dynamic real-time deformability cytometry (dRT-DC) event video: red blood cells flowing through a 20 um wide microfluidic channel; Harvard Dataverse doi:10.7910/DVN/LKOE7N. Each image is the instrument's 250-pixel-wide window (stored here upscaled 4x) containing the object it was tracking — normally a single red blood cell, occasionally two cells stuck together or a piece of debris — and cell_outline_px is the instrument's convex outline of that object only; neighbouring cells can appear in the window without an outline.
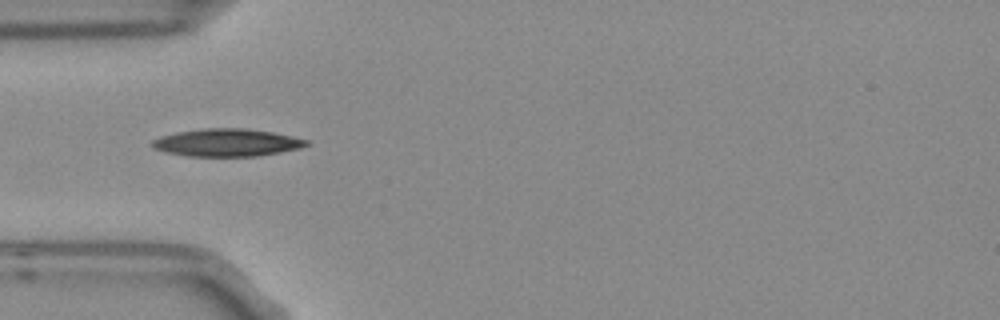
{"species": "Egyptian fruit bat (a non-hibernating species)", "species_latin": "Rousettus aegyptiacus", "temperature_condition": "room temperature", "stored_images_in_passage": 4, "camera_frame_rate_fps": 3000, "um_per_image_px": 0.085, "frame": {"image": 1, "passage_image": 2, "time_ms": 0.333, "image_size_px": [1000, 320], "cell_outline_px": [[312, 144], [300, 148], [280, 152], [256, 156], [188, 156], [164, 152], [156, 148], [152, 144], [152, 140], [160, 136], [176, 132], [204, 128], [248, 128], [272, 132], [292, 136], [308, 140]], "centroid_in_image_um": [19.31, 12.11], "position_along_channel_um": 65.7, "area_um2": 24.85}}
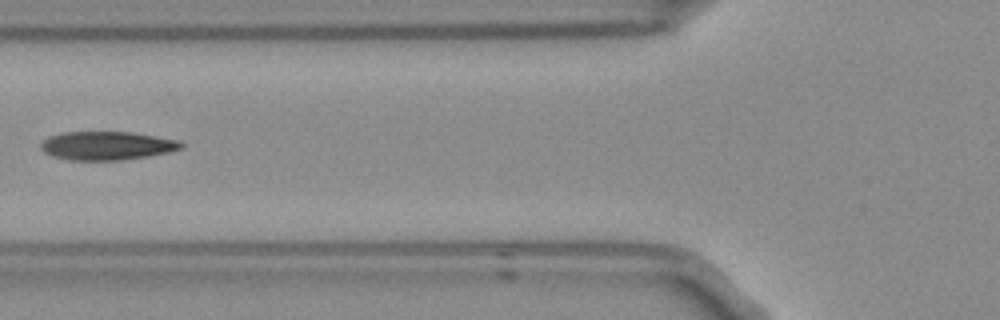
{"frame": {"image": 2, "passage_image": 3, "time_ms": 0.667, "image_size_px": [1000, 320], "cell_outline_px": [[184, 148], [168, 152], [148, 156], [120, 160], [68, 160], [52, 156], [44, 152], [40, 148], [40, 144], [48, 136], [64, 132], [132, 132], [176, 140], [184, 144]], "centroid_in_image_um": [9.05, 12.38], "position_along_channel_um": 116.7, "area_um2": 23.29}}